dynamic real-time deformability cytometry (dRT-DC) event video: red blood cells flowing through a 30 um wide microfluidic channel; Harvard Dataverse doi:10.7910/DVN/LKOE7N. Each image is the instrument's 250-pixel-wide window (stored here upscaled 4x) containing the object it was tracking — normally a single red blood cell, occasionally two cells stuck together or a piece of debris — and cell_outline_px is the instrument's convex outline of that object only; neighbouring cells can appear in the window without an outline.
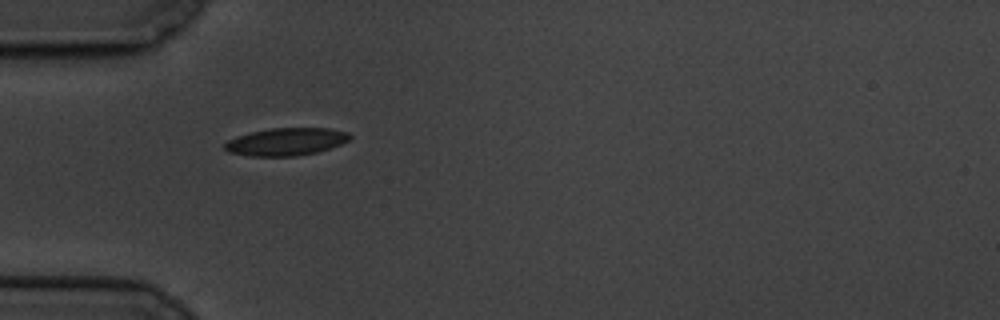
{"species": "common noctule bat (a hibernating species)", "species_latin": "Nyctalus noctula", "temperature_condition": "cold", "stored_images_in_passage": 6, "camera_frame_rate_fps": 3000, "um_per_image_px": 0.085, "animal": {"sex": "male", "body_mass_g": 19.5, "forearm_length_mm": 54.6}, "frame": {"image": 1, "passage_image": 5, "time_ms": 5.333, "image_size_px": [1000, 320], "cell_outline_px": [[352, 136], [348, 140], [340, 144], [316, 152], [296, 156], [248, 156], [228, 152], [224, 148], [224, 144], [228, 140], [236, 136], [252, 132], [272, 128], [328, 128], [348, 132]], "centroid_in_image_um": [24.29, 12.04], "position_along_channel_um": 60.7, "area_um2": 20.0}}